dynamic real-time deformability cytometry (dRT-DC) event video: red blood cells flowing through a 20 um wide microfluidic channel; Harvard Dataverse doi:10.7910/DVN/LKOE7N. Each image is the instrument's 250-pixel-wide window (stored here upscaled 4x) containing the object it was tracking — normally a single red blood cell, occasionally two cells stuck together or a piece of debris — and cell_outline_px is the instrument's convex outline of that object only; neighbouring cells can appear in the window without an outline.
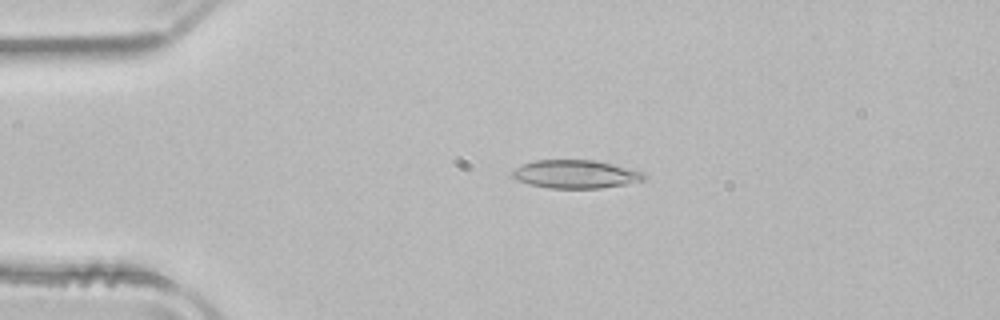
{"species": "common noctule bat (a hibernating species)", "species_latin": "Nyctalus noctula", "temperature_condition": "room temperature", "stored_images_in_passage": 51, "camera_frame_rate_fps": 3000, "um_per_image_px": 0.085, "animal": {"sex": "male", "body_mass_g": 21.5, "forearm_length_mm": 52.0}, "frame": {"image": 1, "passage_image": 11, "time_ms": 3.333, "image_size_px": [1000, 320], "cell_outline_px": [[648, 176], [644, 180], [628, 184], [600, 188], [548, 188], [516, 180], [512, 176], [512, 172], [516, 168], [524, 164], [536, 160], [592, 160], [612, 164], [644, 172]], "centroid_in_image_um": [48.97, 14.81], "position_along_channel_um": 36.0, "area_um2": 21.56}}
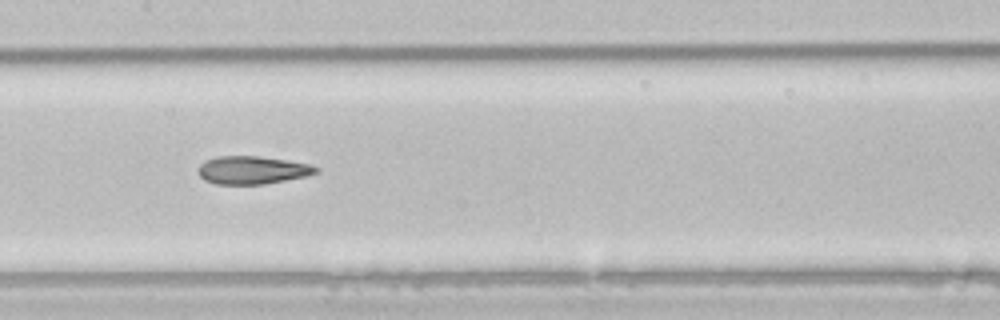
{"frame": {"image": 2, "passage_image": 25, "time_ms": 8.0, "image_size_px": [1000, 320], "cell_outline_px": [[320, 168], [316, 172], [304, 176], [264, 184], [216, 184], [204, 180], [196, 172], [196, 168], [204, 160], [216, 156], [260, 156], [312, 164]], "centroid_in_image_um": [21.38, 14.44], "position_along_channel_um": 186.0, "area_um2": 19.31}}
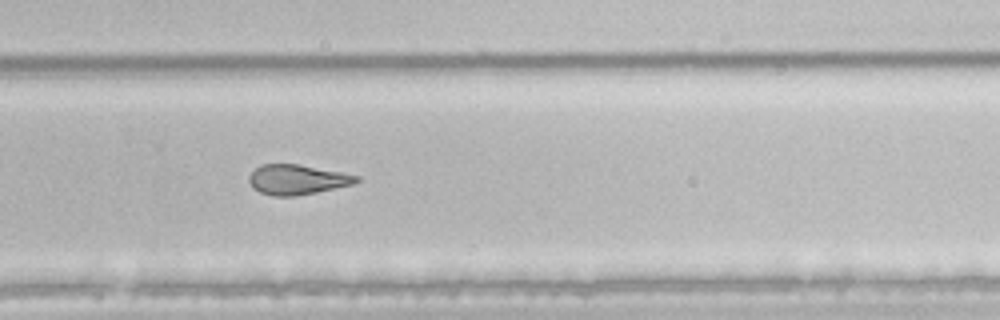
{"frame": {"image": 3, "passage_image": 34, "time_ms": 11.0, "image_size_px": [1000, 320], "cell_outline_px": [[360, 180], [352, 184], [316, 192], [292, 196], [272, 196], [260, 192], [252, 188], [248, 180], [248, 176], [260, 164], [300, 164], [360, 176]], "centroid_in_image_um": [25.22, 15.26], "position_along_channel_um": 304.6, "area_um2": 18.67}, "authors_computed_cell_mechanics": {"area_um2": 21.1548, "velocity_mm_per_s": 3.978, "shape_relaxation_time_tau1_ms": 7.808, "shape_relaxation_time_tau2_ms": 2.6348, "deformation_change_tau1": 0.2119, "deformation_change_tau2": 0.1179}}